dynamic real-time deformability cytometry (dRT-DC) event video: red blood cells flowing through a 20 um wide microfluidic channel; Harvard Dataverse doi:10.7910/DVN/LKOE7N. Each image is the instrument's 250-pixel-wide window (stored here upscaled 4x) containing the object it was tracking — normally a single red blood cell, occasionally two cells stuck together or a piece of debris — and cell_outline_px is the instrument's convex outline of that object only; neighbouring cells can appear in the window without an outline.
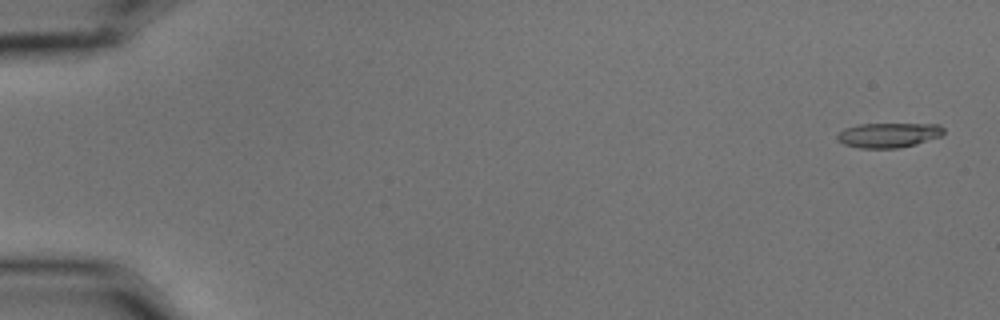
{"species": "common noctule bat (a hibernating species)", "species_latin": "Nyctalus noctula", "temperature_condition": "cold", "stored_images_in_passage": 56, "camera_frame_rate_fps": 3000, "um_per_image_px": 0.085, "animal": {"sex": "male", "body_mass_g": 15.6}, "frame": {"image": 1, "passage_image": 2, "time_ms": 0.333, "image_size_px": [1000, 320], "cell_outline_px": [[944, 132], [940, 136], [916, 144], [896, 148], [860, 148], [844, 144], [836, 140], [836, 136], [844, 128], [860, 124], [940, 124], [944, 128]], "centroid_in_image_um": [75.51, 11.48], "position_along_channel_um": 9.5, "area_um2": 15.32}}
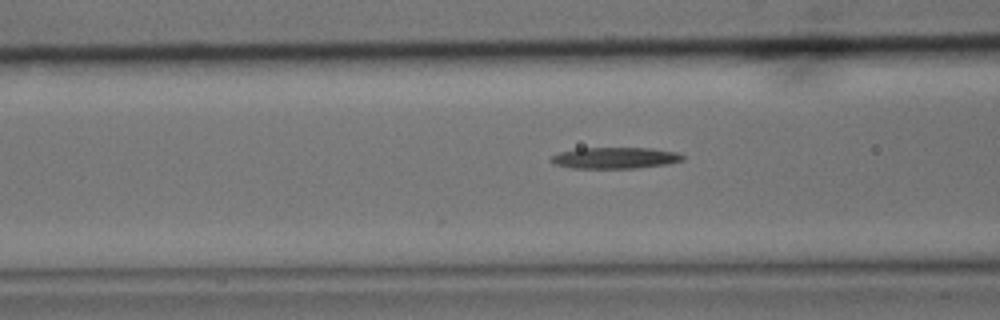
{"frame": {"image": 2, "passage_image": 23, "time_ms": 7.333, "image_size_px": [1000, 320], "cell_outline_px": [[684, 160], [668, 164], [636, 168], [572, 168], [556, 164], [548, 160], [552, 156], [560, 152], [576, 148], [652, 148], [676, 152], [684, 156]], "centroid_in_image_um": [52.28, 13.42], "position_along_channel_um": 114.3, "area_um2": 16.36}}
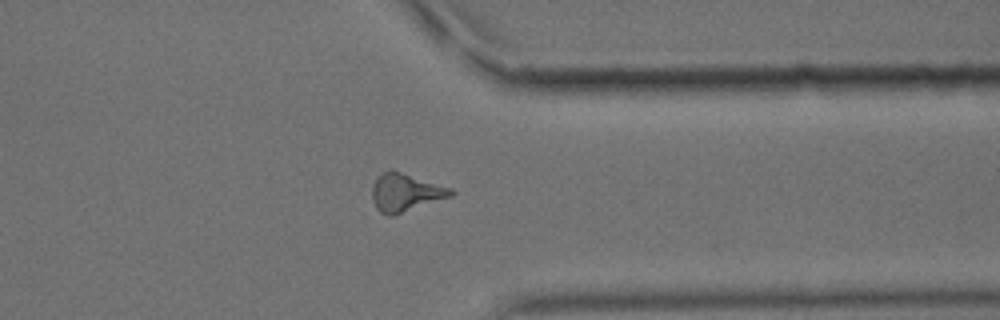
{"frame": {"image": 3, "passage_image": 45, "time_ms": 14.667, "image_size_px": [1000, 320], "cell_outline_px": [[456, 192], [452, 196], [392, 216], [388, 216], [380, 212], [376, 208], [372, 200], [372, 188], [376, 180], [384, 172], [392, 168], [452, 188]], "centroid_in_image_um": [34.48, 16.35], "position_along_channel_um": 376.9, "area_um2": 17.51}}